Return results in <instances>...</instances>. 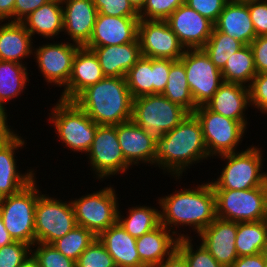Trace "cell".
Returning <instances> with one entry per match:
<instances>
[{
    "label": "cell",
    "instance_id": "obj_17",
    "mask_svg": "<svg viewBox=\"0 0 267 267\" xmlns=\"http://www.w3.org/2000/svg\"><path fill=\"white\" fill-rule=\"evenodd\" d=\"M236 235L237 222L218 217L198 234L201 244L223 267H231L238 258Z\"/></svg>",
    "mask_w": 267,
    "mask_h": 267
},
{
    "label": "cell",
    "instance_id": "obj_12",
    "mask_svg": "<svg viewBox=\"0 0 267 267\" xmlns=\"http://www.w3.org/2000/svg\"><path fill=\"white\" fill-rule=\"evenodd\" d=\"M180 60L184 64L195 105H206L224 82L221 70L203 48L186 49Z\"/></svg>",
    "mask_w": 267,
    "mask_h": 267
},
{
    "label": "cell",
    "instance_id": "obj_21",
    "mask_svg": "<svg viewBox=\"0 0 267 267\" xmlns=\"http://www.w3.org/2000/svg\"><path fill=\"white\" fill-rule=\"evenodd\" d=\"M116 133L124 158L131 166L139 162L154 165L155 135L132 120L117 124Z\"/></svg>",
    "mask_w": 267,
    "mask_h": 267
},
{
    "label": "cell",
    "instance_id": "obj_16",
    "mask_svg": "<svg viewBox=\"0 0 267 267\" xmlns=\"http://www.w3.org/2000/svg\"><path fill=\"white\" fill-rule=\"evenodd\" d=\"M185 49L203 48L214 24L186 3L180 5L166 20Z\"/></svg>",
    "mask_w": 267,
    "mask_h": 267
},
{
    "label": "cell",
    "instance_id": "obj_15",
    "mask_svg": "<svg viewBox=\"0 0 267 267\" xmlns=\"http://www.w3.org/2000/svg\"><path fill=\"white\" fill-rule=\"evenodd\" d=\"M80 45L76 43H48L33 47L38 70L45 81L58 87H66L72 71L75 53Z\"/></svg>",
    "mask_w": 267,
    "mask_h": 267
},
{
    "label": "cell",
    "instance_id": "obj_38",
    "mask_svg": "<svg viewBox=\"0 0 267 267\" xmlns=\"http://www.w3.org/2000/svg\"><path fill=\"white\" fill-rule=\"evenodd\" d=\"M192 237L178 239L176 250L184 257L188 267H223L202 245L193 250Z\"/></svg>",
    "mask_w": 267,
    "mask_h": 267
},
{
    "label": "cell",
    "instance_id": "obj_43",
    "mask_svg": "<svg viewBox=\"0 0 267 267\" xmlns=\"http://www.w3.org/2000/svg\"><path fill=\"white\" fill-rule=\"evenodd\" d=\"M98 14L116 17H139L129 0H93Z\"/></svg>",
    "mask_w": 267,
    "mask_h": 267
},
{
    "label": "cell",
    "instance_id": "obj_18",
    "mask_svg": "<svg viewBox=\"0 0 267 267\" xmlns=\"http://www.w3.org/2000/svg\"><path fill=\"white\" fill-rule=\"evenodd\" d=\"M24 145L25 141L19 134L0 143V199L17 193L36 179L34 169L23 174L17 169L15 150Z\"/></svg>",
    "mask_w": 267,
    "mask_h": 267
},
{
    "label": "cell",
    "instance_id": "obj_2",
    "mask_svg": "<svg viewBox=\"0 0 267 267\" xmlns=\"http://www.w3.org/2000/svg\"><path fill=\"white\" fill-rule=\"evenodd\" d=\"M158 201L160 223L170 231L185 225L199 234L216 218L215 194L209 181L195 189L176 190Z\"/></svg>",
    "mask_w": 267,
    "mask_h": 267
},
{
    "label": "cell",
    "instance_id": "obj_53",
    "mask_svg": "<svg viewBox=\"0 0 267 267\" xmlns=\"http://www.w3.org/2000/svg\"><path fill=\"white\" fill-rule=\"evenodd\" d=\"M156 267H188L184 257L175 250L168 258Z\"/></svg>",
    "mask_w": 267,
    "mask_h": 267
},
{
    "label": "cell",
    "instance_id": "obj_44",
    "mask_svg": "<svg viewBox=\"0 0 267 267\" xmlns=\"http://www.w3.org/2000/svg\"><path fill=\"white\" fill-rule=\"evenodd\" d=\"M248 88L250 105L267 115V72L256 74Z\"/></svg>",
    "mask_w": 267,
    "mask_h": 267
},
{
    "label": "cell",
    "instance_id": "obj_30",
    "mask_svg": "<svg viewBox=\"0 0 267 267\" xmlns=\"http://www.w3.org/2000/svg\"><path fill=\"white\" fill-rule=\"evenodd\" d=\"M235 247L238 257L267 252V224L265 220L237 223Z\"/></svg>",
    "mask_w": 267,
    "mask_h": 267
},
{
    "label": "cell",
    "instance_id": "obj_22",
    "mask_svg": "<svg viewBox=\"0 0 267 267\" xmlns=\"http://www.w3.org/2000/svg\"><path fill=\"white\" fill-rule=\"evenodd\" d=\"M183 237L190 236L176 230L170 231L160 223L155 229L136 238L141 264L144 267H156L176 250L178 239Z\"/></svg>",
    "mask_w": 267,
    "mask_h": 267
},
{
    "label": "cell",
    "instance_id": "obj_20",
    "mask_svg": "<svg viewBox=\"0 0 267 267\" xmlns=\"http://www.w3.org/2000/svg\"><path fill=\"white\" fill-rule=\"evenodd\" d=\"M105 77L94 51L80 46L73 58L67 86L59 99L73 101L83 90Z\"/></svg>",
    "mask_w": 267,
    "mask_h": 267
},
{
    "label": "cell",
    "instance_id": "obj_19",
    "mask_svg": "<svg viewBox=\"0 0 267 267\" xmlns=\"http://www.w3.org/2000/svg\"><path fill=\"white\" fill-rule=\"evenodd\" d=\"M139 17L98 14L90 40L84 46L123 45L138 37Z\"/></svg>",
    "mask_w": 267,
    "mask_h": 267
},
{
    "label": "cell",
    "instance_id": "obj_39",
    "mask_svg": "<svg viewBox=\"0 0 267 267\" xmlns=\"http://www.w3.org/2000/svg\"><path fill=\"white\" fill-rule=\"evenodd\" d=\"M76 267H116L113 257L96 238L79 256Z\"/></svg>",
    "mask_w": 267,
    "mask_h": 267
},
{
    "label": "cell",
    "instance_id": "obj_8",
    "mask_svg": "<svg viewBox=\"0 0 267 267\" xmlns=\"http://www.w3.org/2000/svg\"><path fill=\"white\" fill-rule=\"evenodd\" d=\"M216 217L239 222L265 220L267 210V182L247 190L213 189Z\"/></svg>",
    "mask_w": 267,
    "mask_h": 267
},
{
    "label": "cell",
    "instance_id": "obj_32",
    "mask_svg": "<svg viewBox=\"0 0 267 267\" xmlns=\"http://www.w3.org/2000/svg\"><path fill=\"white\" fill-rule=\"evenodd\" d=\"M28 74L25 64L0 60V104L3 107L24 92L27 81H30Z\"/></svg>",
    "mask_w": 267,
    "mask_h": 267
},
{
    "label": "cell",
    "instance_id": "obj_50",
    "mask_svg": "<svg viewBox=\"0 0 267 267\" xmlns=\"http://www.w3.org/2000/svg\"><path fill=\"white\" fill-rule=\"evenodd\" d=\"M231 267H267V252L238 257Z\"/></svg>",
    "mask_w": 267,
    "mask_h": 267
},
{
    "label": "cell",
    "instance_id": "obj_9",
    "mask_svg": "<svg viewBox=\"0 0 267 267\" xmlns=\"http://www.w3.org/2000/svg\"><path fill=\"white\" fill-rule=\"evenodd\" d=\"M111 185L102 190L70 200L78 226L98 237L118 220L119 203Z\"/></svg>",
    "mask_w": 267,
    "mask_h": 267
},
{
    "label": "cell",
    "instance_id": "obj_23",
    "mask_svg": "<svg viewBox=\"0 0 267 267\" xmlns=\"http://www.w3.org/2000/svg\"><path fill=\"white\" fill-rule=\"evenodd\" d=\"M63 7V32L73 43L84 46L91 37L98 10L93 0H61Z\"/></svg>",
    "mask_w": 267,
    "mask_h": 267
},
{
    "label": "cell",
    "instance_id": "obj_52",
    "mask_svg": "<svg viewBox=\"0 0 267 267\" xmlns=\"http://www.w3.org/2000/svg\"><path fill=\"white\" fill-rule=\"evenodd\" d=\"M16 0H0V24L10 18L14 22V4Z\"/></svg>",
    "mask_w": 267,
    "mask_h": 267
},
{
    "label": "cell",
    "instance_id": "obj_34",
    "mask_svg": "<svg viewBox=\"0 0 267 267\" xmlns=\"http://www.w3.org/2000/svg\"><path fill=\"white\" fill-rule=\"evenodd\" d=\"M118 210V222L132 237L139 238L160 224V210L154 207L134 206L129 208L126 218ZM124 218V219H123Z\"/></svg>",
    "mask_w": 267,
    "mask_h": 267
},
{
    "label": "cell",
    "instance_id": "obj_55",
    "mask_svg": "<svg viewBox=\"0 0 267 267\" xmlns=\"http://www.w3.org/2000/svg\"><path fill=\"white\" fill-rule=\"evenodd\" d=\"M18 267H39L37 260L31 255Z\"/></svg>",
    "mask_w": 267,
    "mask_h": 267
},
{
    "label": "cell",
    "instance_id": "obj_1",
    "mask_svg": "<svg viewBox=\"0 0 267 267\" xmlns=\"http://www.w3.org/2000/svg\"><path fill=\"white\" fill-rule=\"evenodd\" d=\"M208 157L201 124L193 113L173 130L156 136L154 164L176 179L183 176L189 166Z\"/></svg>",
    "mask_w": 267,
    "mask_h": 267
},
{
    "label": "cell",
    "instance_id": "obj_3",
    "mask_svg": "<svg viewBox=\"0 0 267 267\" xmlns=\"http://www.w3.org/2000/svg\"><path fill=\"white\" fill-rule=\"evenodd\" d=\"M73 101L98 125L116 126L132 118L133 98L122 77H105Z\"/></svg>",
    "mask_w": 267,
    "mask_h": 267
},
{
    "label": "cell",
    "instance_id": "obj_4",
    "mask_svg": "<svg viewBox=\"0 0 267 267\" xmlns=\"http://www.w3.org/2000/svg\"><path fill=\"white\" fill-rule=\"evenodd\" d=\"M225 167L215 181H211L213 189L247 190L261 187L267 182V172L262 171L263 157L261 148L248 147L244 151L223 154Z\"/></svg>",
    "mask_w": 267,
    "mask_h": 267
},
{
    "label": "cell",
    "instance_id": "obj_41",
    "mask_svg": "<svg viewBox=\"0 0 267 267\" xmlns=\"http://www.w3.org/2000/svg\"><path fill=\"white\" fill-rule=\"evenodd\" d=\"M185 0H146L139 19L166 20Z\"/></svg>",
    "mask_w": 267,
    "mask_h": 267
},
{
    "label": "cell",
    "instance_id": "obj_40",
    "mask_svg": "<svg viewBox=\"0 0 267 267\" xmlns=\"http://www.w3.org/2000/svg\"><path fill=\"white\" fill-rule=\"evenodd\" d=\"M36 244V245H35ZM32 256L37 260L39 267H76L75 261L60 253L53 244L35 242Z\"/></svg>",
    "mask_w": 267,
    "mask_h": 267
},
{
    "label": "cell",
    "instance_id": "obj_25",
    "mask_svg": "<svg viewBox=\"0 0 267 267\" xmlns=\"http://www.w3.org/2000/svg\"><path fill=\"white\" fill-rule=\"evenodd\" d=\"M205 106L210 111L240 121L247 127L244 114L245 109L250 107L249 88L237 83L223 82Z\"/></svg>",
    "mask_w": 267,
    "mask_h": 267
},
{
    "label": "cell",
    "instance_id": "obj_51",
    "mask_svg": "<svg viewBox=\"0 0 267 267\" xmlns=\"http://www.w3.org/2000/svg\"><path fill=\"white\" fill-rule=\"evenodd\" d=\"M5 111H7L6 107H3L0 104V143L9 140L13 135L16 134V132L10 128L11 125L8 126V115Z\"/></svg>",
    "mask_w": 267,
    "mask_h": 267
},
{
    "label": "cell",
    "instance_id": "obj_5",
    "mask_svg": "<svg viewBox=\"0 0 267 267\" xmlns=\"http://www.w3.org/2000/svg\"><path fill=\"white\" fill-rule=\"evenodd\" d=\"M49 115V121L54 124L59 140L70 150L87 154L98 124L74 101L59 99Z\"/></svg>",
    "mask_w": 267,
    "mask_h": 267
},
{
    "label": "cell",
    "instance_id": "obj_54",
    "mask_svg": "<svg viewBox=\"0 0 267 267\" xmlns=\"http://www.w3.org/2000/svg\"><path fill=\"white\" fill-rule=\"evenodd\" d=\"M14 240L6 230L0 213V248L12 243Z\"/></svg>",
    "mask_w": 267,
    "mask_h": 267
},
{
    "label": "cell",
    "instance_id": "obj_49",
    "mask_svg": "<svg viewBox=\"0 0 267 267\" xmlns=\"http://www.w3.org/2000/svg\"><path fill=\"white\" fill-rule=\"evenodd\" d=\"M51 0H16L14 4V22H21L30 13Z\"/></svg>",
    "mask_w": 267,
    "mask_h": 267
},
{
    "label": "cell",
    "instance_id": "obj_56",
    "mask_svg": "<svg viewBox=\"0 0 267 267\" xmlns=\"http://www.w3.org/2000/svg\"><path fill=\"white\" fill-rule=\"evenodd\" d=\"M129 2L133 6V8L139 13L143 9L146 0H129Z\"/></svg>",
    "mask_w": 267,
    "mask_h": 267
},
{
    "label": "cell",
    "instance_id": "obj_31",
    "mask_svg": "<svg viewBox=\"0 0 267 267\" xmlns=\"http://www.w3.org/2000/svg\"><path fill=\"white\" fill-rule=\"evenodd\" d=\"M221 73L224 82L237 83L249 87L252 79L257 74L250 45H244L232 54L227 59Z\"/></svg>",
    "mask_w": 267,
    "mask_h": 267
},
{
    "label": "cell",
    "instance_id": "obj_36",
    "mask_svg": "<svg viewBox=\"0 0 267 267\" xmlns=\"http://www.w3.org/2000/svg\"><path fill=\"white\" fill-rule=\"evenodd\" d=\"M244 46L242 42L234 39L213 27L211 36L203 47L214 65L222 70L227 59Z\"/></svg>",
    "mask_w": 267,
    "mask_h": 267
},
{
    "label": "cell",
    "instance_id": "obj_57",
    "mask_svg": "<svg viewBox=\"0 0 267 267\" xmlns=\"http://www.w3.org/2000/svg\"><path fill=\"white\" fill-rule=\"evenodd\" d=\"M228 1H239V2H246V1H250V0H228Z\"/></svg>",
    "mask_w": 267,
    "mask_h": 267
},
{
    "label": "cell",
    "instance_id": "obj_58",
    "mask_svg": "<svg viewBox=\"0 0 267 267\" xmlns=\"http://www.w3.org/2000/svg\"><path fill=\"white\" fill-rule=\"evenodd\" d=\"M265 222L267 224V210H266Z\"/></svg>",
    "mask_w": 267,
    "mask_h": 267
},
{
    "label": "cell",
    "instance_id": "obj_6",
    "mask_svg": "<svg viewBox=\"0 0 267 267\" xmlns=\"http://www.w3.org/2000/svg\"><path fill=\"white\" fill-rule=\"evenodd\" d=\"M38 189L34 179L17 193L0 199V213L6 230L14 241L32 247L36 242L35 206Z\"/></svg>",
    "mask_w": 267,
    "mask_h": 267
},
{
    "label": "cell",
    "instance_id": "obj_33",
    "mask_svg": "<svg viewBox=\"0 0 267 267\" xmlns=\"http://www.w3.org/2000/svg\"><path fill=\"white\" fill-rule=\"evenodd\" d=\"M161 94L171 102L182 106L189 113H193L197 108L186 79L184 64L180 59L171 64L168 82Z\"/></svg>",
    "mask_w": 267,
    "mask_h": 267
},
{
    "label": "cell",
    "instance_id": "obj_37",
    "mask_svg": "<svg viewBox=\"0 0 267 267\" xmlns=\"http://www.w3.org/2000/svg\"><path fill=\"white\" fill-rule=\"evenodd\" d=\"M97 237L88 229L76 226L66 235L55 240L53 246L64 256L73 261H77L82 252L96 239Z\"/></svg>",
    "mask_w": 267,
    "mask_h": 267
},
{
    "label": "cell",
    "instance_id": "obj_46",
    "mask_svg": "<svg viewBox=\"0 0 267 267\" xmlns=\"http://www.w3.org/2000/svg\"><path fill=\"white\" fill-rule=\"evenodd\" d=\"M257 36H267V0L246 1Z\"/></svg>",
    "mask_w": 267,
    "mask_h": 267
},
{
    "label": "cell",
    "instance_id": "obj_26",
    "mask_svg": "<svg viewBox=\"0 0 267 267\" xmlns=\"http://www.w3.org/2000/svg\"><path fill=\"white\" fill-rule=\"evenodd\" d=\"M214 27L244 45H250L256 38L246 2L228 1Z\"/></svg>",
    "mask_w": 267,
    "mask_h": 267
},
{
    "label": "cell",
    "instance_id": "obj_47",
    "mask_svg": "<svg viewBox=\"0 0 267 267\" xmlns=\"http://www.w3.org/2000/svg\"><path fill=\"white\" fill-rule=\"evenodd\" d=\"M175 60L153 58V94H161L168 82L170 66Z\"/></svg>",
    "mask_w": 267,
    "mask_h": 267
},
{
    "label": "cell",
    "instance_id": "obj_14",
    "mask_svg": "<svg viewBox=\"0 0 267 267\" xmlns=\"http://www.w3.org/2000/svg\"><path fill=\"white\" fill-rule=\"evenodd\" d=\"M137 38L141 55L149 58L179 60L186 50L165 20L140 19Z\"/></svg>",
    "mask_w": 267,
    "mask_h": 267
},
{
    "label": "cell",
    "instance_id": "obj_10",
    "mask_svg": "<svg viewBox=\"0 0 267 267\" xmlns=\"http://www.w3.org/2000/svg\"><path fill=\"white\" fill-rule=\"evenodd\" d=\"M193 114L199 120L208 155L220 156L237 152L246 126L240 121L210 111L205 105L198 106Z\"/></svg>",
    "mask_w": 267,
    "mask_h": 267
},
{
    "label": "cell",
    "instance_id": "obj_48",
    "mask_svg": "<svg viewBox=\"0 0 267 267\" xmlns=\"http://www.w3.org/2000/svg\"><path fill=\"white\" fill-rule=\"evenodd\" d=\"M256 73L267 72V36H257L250 44Z\"/></svg>",
    "mask_w": 267,
    "mask_h": 267
},
{
    "label": "cell",
    "instance_id": "obj_29",
    "mask_svg": "<svg viewBox=\"0 0 267 267\" xmlns=\"http://www.w3.org/2000/svg\"><path fill=\"white\" fill-rule=\"evenodd\" d=\"M21 23L32 36L39 34L47 39L57 37L63 32L62 1H49L26 16Z\"/></svg>",
    "mask_w": 267,
    "mask_h": 267
},
{
    "label": "cell",
    "instance_id": "obj_42",
    "mask_svg": "<svg viewBox=\"0 0 267 267\" xmlns=\"http://www.w3.org/2000/svg\"><path fill=\"white\" fill-rule=\"evenodd\" d=\"M32 246L21 242L12 243L0 248V267H18L32 255Z\"/></svg>",
    "mask_w": 267,
    "mask_h": 267
},
{
    "label": "cell",
    "instance_id": "obj_7",
    "mask_svg": "<svg viewBox=\"0 0 267 267\" xmlns=\"http://www.w3.org/2000/svg\"><path fill=\"white\" fill-rule=\"evenodd\" d=\"M189 112L162 94H151L133 99L131 120L146 132L162 136L173 130Z\"/></svg>",
    "mask_w": 267,
    "mask_h": 267
},
{
    "label": "cell",
    "instance_id": "obj_28",
    "mask_svg": "<svg viewBox=\"0 0 267 267\" xmlns=\"http://www.w3.org/2000/svg\"><path fill=\"white\" fill-rule=\"evenodd\" d=\"M32 38L21 22L0 25V60L24 64L22 60L33 54Z\"/></svg>",
    "mask_w": 267,
    "mask_h": 267
},
{
    "label": "cell",
    "instance_id": "obj_11",
    "mask_svg": "<svg viewBox=\"0 0 267 267\" xmlns=\"http://www.w3.org/2000/svg\"><path fill=\"white\" fill-rule=\"evenodd\" d=\"M62 201L38 190L35 206L36 242L52 244L77 226L71 201Z\"/></svg>",
    "mask_w": 267,
    "mask_h": 267
},
{
    "label": "cell",
    "instance_id": "obj_27",
    "mask_svg": "<svg viewBox=\"0 0 267 267\" xmlns=\"http://www.w3.org/2000/svg\"><path fill=\"white\" fill-rule=\"evenodd\" d=\"M116 267H144L137 252L136 238L132 237L117 221L98 237Z\"/></svg>",
    "mask_w": 267,
    "mask_h": 267
},
{
    "label": "cell",
    "instance_id": "obj_45",
    "mask_svg": "<svg viewBox=\"0 0 267 267\" xmlns=\"http://www.w3.org/2000/svg\"><path fill=\"white\" fill-rule=\"evenodd\" d=\"M228 0H185V3L215 24Z\"/></svg>",
    "mask_w": 267,
    "mask_h": 267
},
{
    "label": "cell",
    "instance_id": "obj_13",
    "mask_svg": "<svg viewBox=\"0 0 267 267\" xmlns=\"http://www.w3.org/2000/svg\"><path fill=\"white\" fill-rule=\"evenodd\" d=\"M87 155L98 180L123 174L131 166L122 153L116 126L98 125Z\"/></svg>",
    "mask_w": 267,
    "mask_h": 267
},
{
    "label": "cell",
    "instance_id": "obj_35",
    "mask_svg": "<svg viewBox=\"0 0 267 267\" xmlns=\"http://www.w3.org/2000/svg\"><path fill=\"white\" fill-rule=\"evenodd\" d=\"M125 79L133 99L153 94V58L141 56Z\"/></svg>",
    "mask_w": 267,
    "mask_h": 267
},
{
    "label": "cell",
    "instance_id": "obj_24",
    "mask_svg": "<svg viewBox=\"0 0 267 267\" xmlns=\"http://www.w3.org/2000/svg\"><path fill=\"white\" fill-rule=\"evenodd\" d=\"M97 55L101 69L106 77L125 78L128 70L142 56L138 38L123 45L85 46Z\"/></svg>",
    "mask_w": 267,
    "mask_h": 267
}]
</instances>
